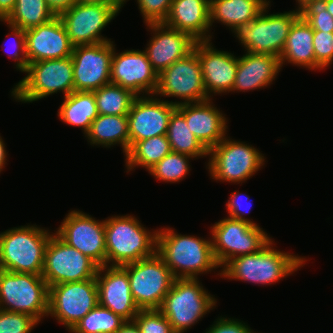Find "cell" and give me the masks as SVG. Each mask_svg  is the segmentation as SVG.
<instances>
[{
	"instance_id": "6da1fadb",
	"label": "cell",
	"mask_w": 333,
	"mask_h": 333,
	"mask_svg": "<svg viewBox=\"0 0 333 333\" xmlns=\"http://www.w3.org/2000/svg\"><path fill=\"white\" fill-rule=\"evenodd\" d=\"M156 252L176 279H198V275L220 267L213 253L211 236L205 239L183 235L169 226L157 229Z\"/></svg>"
},
{
	"instance_id": "7a4b0ae2",
	"label": "cell",
	"mask_w": 333,
	"mask_h": 333,
	"mask_svg": "<svg viewBox=\"0 0 333 333\" xmlns=\"http://www.w3.org/2000/svg\"><path fill=\"white\" fill-rule=\"evenodd\" d=\"M274 243L272 239L259 252L233 258L217 275L228 280L266 286L294 274L306 264L305 256L277 250Z\"/></svg>"
},
{
	"instance_id": "3957f363",
	"label": "cell",
	"mask_w": 333,
	"mask_h": 333,
	"mask_svg": "<svg viewBox=\"0 0 333 333\" xmlns=\"http://www.w3.org/2000/svg\"><path fill=\"white\" fill-rule=\"evenodd\" d=\"M106 266H123L152 256L157 230L150 231L133 215L105 218Z\"/></svg>"
},
{
	"instance_id": "277c9868",
	"label": "cell",
	"mask_w": 333,
	"mask_h": 333,
	"mask_svg": "<svg viewBox=\"0 0 333 333\" xmlns=\"http://www.w3.org/2000/svg\"><path fill=\"white\" fill-rule=\"evenodd\" d=\"M52 234L36 224L0 232V269L41 275L45 249Z\"/></svg>"
},
{
	"instance_id": "5b68a950",
	"label": "cell",
	"mask_w": 333,
	"mask_h": 333,
	"mask_svg": "<svg viewBox=\"0 0 333 333\" xmlns=\"http://www.w3.org/2000/svg\"><path fill=\"white\" fill-rule=\"evenodd\" d=\"M23 73L26 76L11 91L17 102L32 103L58 92L65 97L74 91L71 56L29 63Z\"/></svg>"
},
{
	"instance_id": "8992f818",
	"label": "cell",
	"mask_w": 333,
	"mask_h": 333,
	"mask_svg": "<svg viewBox=\"0 0 333 333\" xmlns=\"http://www.w3.org/2000/svg\"><path fill=\"white\" fill-rule=\"evenodd\" d=\"M217 299L198 279H175L158 309L169 321L175 333H184L211 310Z\"/></svg>"
},
{
	"instance_id": "52a82bcc",
	"label": "cell",
	"mask_w": 333,
	"mask_h": 333,
	"mask_svg": "<svg viewBox=\"0 0 333 333\" xmlns=\"http://www.w3.org/2000/svg\"><path fill=\"white\" fill-rule=\"evenodd\" d=\"M270 7L271 1L253 21L239 24L231 31L244 51L280 57L290 28L300 17V12L297 6L292 11L270 14Z\"/></svg>"
},
{
	"instance_id": "ba28073f",
	"label": "cell",
	"mask_w": 333,
	"mask_h": 333,
	"mask_svg": "<svg viewBox=\"0 0 333 333\" xmlns=\"http://www.w3.org/2000/svg\"><path fill=\"white\" fill-rule=\"evenodd\" d=\"M209 176L216 182L242 184L263 168L266 158L256 147L228 135L208 150Z\"/></svg>"
},
{
	"instance_id": "9c48e42d",
	"label": "cell",
	"mask_w": 333,
	"mask_h": 333,
	"mask_svg": "<svg viewBox=\"0 0 333 333\" xmlns=\"http://www.w3.org/2000/svg\"><path fill=\"white\" fill-rule=\"evenodd\" d=\"M49 288L41 275L0 269V309L25 313L39 323L48 317Z\"/></svg>"
},
{
	"instance_id": "30bf717a",
	"label": "cell",
	"mask_w": 333,
	"mask_h": 333,
	"mask_svg": "<svg viewBox=\"0 0 333 333\" xmlns=\"http://www.w3.org/2000/svg\"><path fill=\"white\" fill-rule=\"evenodd\" d=\"M121 267L128 274L131 295L139 309H159L176 279L162 257L155 252Z\"/></svg>"
},
{
	"instance_id": "8fae6325",
	"label": "cell",
	"mask_w": 333,
	"mask_h": 333,
	"mask_svg": "<svg viewBox=\"0 0 333 333\" xmlns=\"http://www.w3.org/2000/svg\"><path fill=\"white\" fill-rule=\"evenodd\" d=\"M210 228L213 253L220 269L235 257L259 252L272 240L260 226L228 216Z\"/></svg>"
},
{
	"instance_id": "7c38bea8",
	"label": "cell",
	"mask_w": 333,
	"mask_h": 333,
	"mask_svg": "<svg viewBox=\"0 0 333 333\" xmlns=\"http://www.w3.org/2000/svg\"><path fill=\"white\" fill-rule=\"evenodd\" d=\"M98 268L92 259L69 246L54 232L45 249L41 276L49 288L60 283L95 279Z\"/></svg>"
},
{
	"instance_id": "4fadbf2b",
	"label": "cell",
	"mask_w": 333,
	"mask_h": 333,
	"mask_svg": "<svg viewBox=\"0 0 333 333\" xmlns=\"http://www.w3.org/2000/svg\"><path fill=\"white\" fill-rule=\"evenodd\" d=\"M98 305L96 279L55 284L49 287L48 316L69 332Z\"/></svg>"
},
{
	"instance_id": "5bb4252c",
	"label": "cell",
	"mask_w": 333,
	"mask_h": 333,
	"mask_svg": "<svg viewBox=\"0 0 333 333\" xmlns=\"http://www.w3.org/2000/svg\"><path fill=\"white\" fill-rule=\"evenodd\" d=\"M156 97H175L174 105L195 103L209 99L203 82L198 54L193 50L158 75Z\"/></svg>"
},
{
	"instance_id": "9a60e30c",
	"label": "cell",
	"mask_w": 333,
	"mask_h": 333,
	"mask_svg": "<svg viewBox=\"0 0 333 333\" xmlns=\"http://www.w3.org/2000/svg\"><path fill=\"white\" fill-rule=\"evenodd\" d=\"M119 10L114 4L76 3L60 13L67 35L74 46L110 42L101 32L118 16Z\"/></svg>"
},
{
	"instance_id": "2e32d148",
	"label": "cell",
	"mask_w": 333,
	"mask_h": 333,
	"mask_svg": "<svg viewBox=\"0 0 333 333\" xmlns=\"http://www.w3.org/2000/svg\"><path fill=\"white\" fill-rule=\"evenodd\" d=\"M54 232L99 267L106 265L105 220H96L91 215L74 209L69 211Z\"/></svg>"
},
{
	"instance_id": "e0dca14e",
	"label": "cell",
	"mask_w": 333,
	"mask_h": 333,
	"mask_svg": "<svg viewBox=\"0 0 333 333\" xmlns=\"http://www.w3.org/2000/svg\"><path fill=\"white\" fill-rule=\"evenodd\" d=\"M114 41L74 46V91H95L111 83Z\"/></svg>"
},
{
	"instance_id": "ac0fdd59",
	"label": "cell",
	"mask_w": 333,
	"mask_h": 333,
	"mask_svg": "<svg viewBox=\"0 0 333 333\" xmlns=\"http://www.w3.org/2000/svg\"><path fill=\"white\" fill-rule=\"evenodd\" d=\"M110 77L112 84L130 90L137 97L154 95L158 87V74L144 50L127 49L117 53L114 46Z\"/></svg>"
},
{
	"instance_id": "d6986e66",
	"label": "cell",
	"mask_w": 333,
	"mask_h": 333,
	"mask_svg": "<svg viewBox=\"0 0 333 333\" xmlns=\"http://www.w3.org/2000/svg\"><path fill=\"white\" fill-rule=\"evenodd\" d=\"M177 108L173 101L155 95L138 96L127 115L129 148L136 142L167 134L169 119Z\"/></svg>"
},
{
	"instance_id": "ffe728a7",
	"label": "cell",
	"mask_w": 333,
	"mask_h": 333,
	"mask_svg": "<svg viewBox=\"0 0 333 333\" xmlns=\"http://www.w3.org/2000/svg\"><path fill=\"white\" fill-rule=\"evenodd\" d=\"M199 57L204 88L208 98L227 94L233 89L237 73L238 57L234 53L218 50L211 40L196 41L193 49Z\"/></svg>"
},
{
	"instance_id": "44dd1931",
	"label": "cell",
	"mask_w": 333,
	"mask_h": 333,
	"mask_svg": "<svg viewBox=\"0 0 333 333\" xmlns=\"http://www.w3.org/2000/svg\"><path fill=\"white\" fill-rule=\"evenodd\" d=\"M145 25L152 37L144 51L158 75L193 51L196 40L189 34L170 28L164 23Z\"/></svg>"
},
{
	"instance_id": "7402d4cb",
	"label": "cell",
	"mask_w": 333,
	"mask_h": 333,
	"mask_svg": "<svg viewBox=\"0 0 333 333\" xmlns=\"http://www.w3.org/2000/svg\"><path fill=\"white\" fill-rule=\"evenodd\" d=\"M98 304L133 321L140 311L131 295L127 272L121 266H102L96 274Z\"/></svg>"
},
{
	"instance_id": "603a6c76",
	"label": "cell",
	"mask_w": 333,
	"mask_h": 333,
	"mask_svg": "<svg viewBox=\"0 0 333 333\" xmlns=\"http://www.w3.org/2000/svg\"><path fill=\"white\" fill-rule=\"evenodd\" d=\"M26 55L29 63L70 57L74 45L58 16L47 23L25 30Z\"/></svg>"
},
{
	"instance_id": "cb8c5ba5",
	"label": "cell",
	"mask_w": 333,
	"mask_h": 333,
	"mask_svg": "<svg viewBox=\"0 0 333 333\" xmlns=\"http://www.w3.org/2000/svg\"><path fill=\"white\" fill-rule=\"evenodd\" d=\"M212 100L177 105L191 133L207 150L219 144L228 132V118Z\"/></svg>"
},
{
	"instance_id": "d4e9b609",
	"label": "cell",
	"mask_w": 333,
	"mask_h": 333,
	"mask_svg": "<svg viewBox=\"0 0 333 333\" xmlns=\"http://www.w3.org/2000/svg\"><path fill=\"white\" fill-rule=\"evenodd\" d=\"M244 53L238 56L237 73L231 92H248L273 84L282 68L280 58L271 54Z\"/></svg>"
},
{
	"instance_id": "484cf974",
	"label": "cell",
	"mask_w": 333,
	"mask_h": 333,
	"mask_svg": "<svg viewBox=\"0 0 333 333\" xmlns=\"http://www.w3.org/2000/svg\"><path fill=\"white\" fill-rule=\"evenodd\" d=\"M163 23L189 34L196 41L213 39L210 32V0H173Z\"/></svg>"
},
{
	"instance_id": "4316f807",
	"label": "cell",
	"mask_w": 333,
	"mask_h": 333,
	"mask_svg": "<svg viewBox=\"0 0 333 333\" xmlns=\"http://www.w3.org/2000/svg\"><path fill=\"white\" fill-rule=\"evenodd\" d=\"M281 67L289 63L293 66L316 71V58L313 49V29L299 17L291 26L284 48L280 55ZM286 62V63H285Z\"/></svg>"
},
{
	"instance_id": "83f0119b",
	"label": "cell",
	"mask_w": 333,
	"mask_h": 333,
	"mask_svg": "<svg viewBox=\"0 0 333 333\" xmlns=\"http://www.w3.org/2000/svg\"><path fill=\"white\" fill-rule=\"evenodd\" d=\"M269 2L270 0H210V27L212 29L217 22L232 31L239 24L253 21Z\"/></svg>"
},
{
	"instance_id": "f1b7e54d",
	"label": "cell",
	"mask_w": 333,
	"mask_h": 333,
	"mask_svg": "<svg viewBox=\"0 0 333 333\" xmlns=\"http://www.w3.org/2000/svg\"><path fill=\"white\" fill-rule=\"evenodd\" d=\"M90 145L111 148L120 145L125 154L129 150V132L127 116L101 115L92 122L85 134Z\"/></svg>"
},
{
	"instance_id": "f546056e",
	"label": "cell",
	"mask_w": 333,
	"mask_h": 333,
	"mask_svg": "<svg viewBox=\"0 0 333 333\" xmlns=\"http://www.w3.org/2000/svg\"><path fill=\"white\" fill-rule=\"evenodd\" d=\"M63 98L57 116L64 124L79 127L85 136L99 115L94 92L73 91Z\"/></svg>"
},
{
	"instance_id": "4dcf8cb0",
	"label": "cell",
	"mask_w": 333,
	"mask_h": 333,
	"mask_svg": "<svg viewBox=\"0 0 333 333\" xmlns=\"http://www.w3.org/2000/svg\"><path fill=\"white\" fill-rule=\"evenodd\" d=\"M171 152L172 149L166 135L138 141L125 154L126 172L134 171L136 167L140 166L149 171Z\"/></svg>"
},
{
	"instance_id": "1f68e13d",
	"label": "cell",
	"mask_w": 333,
	"mask_h": 333,
	"mask_svg": "<svg viewBox=\"0 0 333 333\" xmlns=\"http://www.w3.org/2000/svg\"><path fill=\"white\" fill-rule=\"evenodd\" d=\"M166 136L172 152L187 154L195 159L208 156V150L191 133L184 115L177 108L170 116Z\"/></svg>"
},
{
	"instance_id": "d6a6232c",
	"label": "cell",
	"mask_w": 333,
	"mask_h": 333,
	"mask_svg": "<svg viewBox=\"0 0 333 333\" xmlns=\"http://www.w3.org/2000/svg\"><path fill=\"white\" fill-rule=\"evenodd\" d=\"M56 15L46 0H16L10 15L1 22L22 30H28L52 20Z\"/></svg>"
},
{
	"instance_id": "836d02e7",
	"label": "cell",
	"mask_w": 333,
	"mask_h": 333,
	"mask_svg": "<svg viewBox=\"0 0 333 333\" xmlns=\"http://www.w3.org/2000/svg\"><path fill=\"white\" fill-rule=\"evenodd\" d=\"M98 114L127 116L137 97L130 90L116 84H107L93 91Z\"/></svg>"
},
{
	"instance_id": "e575fe53",
	"label": "cell",
	"mask_w": 333,
	"mask_h": 333,
	"mask_svg": "<svg viewBox=\"0 0 333 333\" xmlns=\"http://www.w3.org/2000/svg\"><path fill=\"white\" fill-rule=\"evenodd\" d=\"M126 322L120 315L98 304L70 331L71 333H115Z\"/></svg>"
},
{
	"instance_id": "d590c367",
	"label": "cell",
	"mask_w": 333,
	"mask_h": 333,
	"mask_svg": "<svg viewBox=\"0 0 333 333\" xmlns=\"http://www.w3.org/2000/svg\"><path fill=\"white\" fill-rule=\"evenodd\" d=\"M195 160L192 156L183 153L171 152L148 171L156 180L165 183H177L182 181L190 173L189 160Z\"/></svg>"
},
{
	"instance_id": "8d00e7d4",
	"label": "cell",
	"mask_w": 333,
	"mask_h": 333,
	"mask_svg": "<svg viewBox=\"0 0 333 333\" xmlns=\"http://www.w3.org/2000/svg\"><path fill=\"white\" fill-rule=\"evenodd\" d=\"M298 9L300 17L313 30L333 33V17L327 11V0H305Z\"/></svg>"
},
{
	"instance_id": "74e56055",
	"label": "cell",
	"mask_w": 333,
	"mask_h": 333,
	"mask_svg": "<svg viewBox=\"0 0 333 333\" xmlns=\"http://www.w3.org/2000/svg\"><path fill=\"white\" fill-rule=\"evenodd\" d=\"M133 321L141 333H175L167 318L158 309L140 310Z\"/></svg>"
},
{
	"instance_id": "f35d334b",
	"label": "cell",
	"mask_w": 333,
	"mask_h": 333,
	"mask_svg": "<svg viewBox=\"0 0 333 333\" xmlns=\"http://www.w3.org/2000/svg\"><path fill=\"white\" fill-rule=\"evenodd\" d=\"M39 322L25 313L0 309V333H31Z\"/></svg>"
},
{
	"instance_id": "ab89813d",
	"label": "cell",
	"mask_w": 333,
	"mask_h": 333,
	"mask_svg": "<svg viewBox=\"0 0 333 333\" xmlns=\"http://www.w3.org/2000/svg\"><path fill=\"white\" fill-rule=\"evenodd\" d=\"M313 49L316 70L326 69L333 63V33L313 30Z\"/></svg>"
},
{
	"instance_id": "60d3db41",
	"label": "cell",
	"mask_w": 333,
	"mask_h": 333,
	"mask_svg": "<svg viewBox=\"0 0 333 333\" xmlns=\"http://www.w3.org/2000/svg\"><path fill=\"white\" fill-rule=\"evenodd\" d=\"M145 24L163 23L173 0H136Z\"/></svg>"
},
{
	"instance_id": "b9f144b4",
	"label": "cell",
	"mask_w": 333,
	"mask_h": 333,
	"mask_svg": "<svg viewBox=\"0 0 333 333\" xmlns=\"http://www.w3.org/2000/svg\"><path fill=\"white\" fill-rule=\"evenodd\" d=\"M249 198H250L249 196H247L246 194L245 195L242 194L238 190L231 193L225 205L228 217L247 222L254 226H259L257 223L253 221V219L245 217L247 214L250 213L251 210L252 203L250 202Z\"/></svg>"
},
{
	"instance_id": "7bdbcfd3",
	"label": "cell",
	"mask_w": 333,
	"mask_h": 333,
	"mask_svg": "<svg viewBox=\"0 0 333 333\" xmlns=\"http://www.w3.org/2000/svg\"><path fill=\"white\" fill-rule=\"evenodd\" d=\"M6 26L9 27L11 30L10 33H8V37H13V51L12 55L7 54L10 58H12L15 61V68L19 70L20 72H24L27 68L28 61H27V55H26V35L25 30H22L21 28L14 27L12 25L7 24ZM11 45V44H10ZM11 47V46H10ZM8 52V50H7Z\"/></svg>"
},
{
	"instance_id": "ee69618b",
	"label": "cell",
	"mask_w": 333,
	"mask_h": 333,
	"mask_svg": "<svg viewBox=\"0 0 333 333\" xmlns=\"http://www.w3.org/2000/svg\"><path fill=\"white\" fill-rule=\"evenodd\" d=\"M205 333H256L243 321L236 318L217 317Z\"/></svg>"
},
{
	"instance_id": "f6af8a7d",
	"label": "cell",
	"mask_w": 333,
	"mask_h": 333,
	"mask_svg": "<svg viewBox=\"0 0 333 333\" xmlns=\"http://www.w3.org/2000/svg\"><path fill=\"white\" fill-rule=\"evenodd\" d=\"M46 3L52 12L58 16L76 4L77 0H46Z\"/></svg>"
},
{
	"instance_id": "bcb514c9",
	"label": "cell",
	"mask_w": 333,
	"mask_h": 333,
	"mask_svg": "<svg viewBox=\"0 0 333 333\" xmlns=\"http://www.w3.org/2000/svg\"><path fill=\"white\" fill-rule=\"evenodd\" d=\"M16 0H0V21H4L14 9Z\"/></svg>"
},
{
	"instance_id": "7dc6e473",
	"label": "cell",
	"mask_w": 333,
	"mask_h": 333,
	"mask_svg": "<svg viewBox=\"0 0 333 333\" xmlns=\"http://www.w3.org/2000/svg\"><path fill=\"white\" fill-rule=\"evenodd\" d=\"M115 333H141L134 321H126Z\"/></svg>"
},
{
	"instance_id": "c3c4849f",
	"label": "cell",
	"mask_w": 333,
	"mask_h": 333,
	"mask_svg": "<svg viewBox=\"0 0 333 333\" xmlns=\"http://www.w3.org/2000/svg\"><path fill=\"white\" fill-rule=\"evenodd\" d=\"M6 145L3 138L0 136V173L4 170L5 165L7 164V155Z\"/></svg>"
},
{
	"instance_id": "681fc988",
	"label": "cell",
	"mask_w": 333,
	"mask_h": 333,
	"mask_svg": "<svg viewBox=\"0 0 333 333\" xmlns=\"http://www.w3.org/2000/svg\"><path fill=\"white\" fill-rule=\"evenodd\" d=\"M77 3L107 4V3H111V2H110V0H77Z\"/></svg>"
},
{
	"instance_id": "f907efd6",
	"label": "cell",
	"mask_w": 333,
	"mask_h": 333,
	"mask_svg": "<svg viewBox=\"0 0 333 333\" xmlns=\"http://www.w3.org/2000/svg\"><path fill=\"white\" fill-rule=\"evenodd\" d=\"M129 0H110L112 4H114L119 10L122 9L124 4Z\"/></svg>"
},
{
	"instance_id": "816d5d0a",
	"label": "cell",
	"mask_w": 333,
	"mask_h": 333,
	"mask_svg": "<svg viewBox=\"0 0 333 333\" xmlns=\"http://www.w3.org/2000/svg\"><path fill=\"white\" fill-rule=\"evenodd\" d=\"M327 11L332 15L333 17V0H327Z\"/></svg>"
},
{
	"instance_id": "f5cc1de1",
	"label": "cell",
	"mask_w": 333,
	"mask_h": 333,
	"mask_svg": "<svg viewBox=\"0 0 333 333\" xmlns=\"http://www.w3.org/2000/svg\"><path fill=\"white\" fill-rule=\"evenodd\" d=\"M305 0H296V4L299 6L302 2H304Z\"/></svg>"
}]
</instances>
